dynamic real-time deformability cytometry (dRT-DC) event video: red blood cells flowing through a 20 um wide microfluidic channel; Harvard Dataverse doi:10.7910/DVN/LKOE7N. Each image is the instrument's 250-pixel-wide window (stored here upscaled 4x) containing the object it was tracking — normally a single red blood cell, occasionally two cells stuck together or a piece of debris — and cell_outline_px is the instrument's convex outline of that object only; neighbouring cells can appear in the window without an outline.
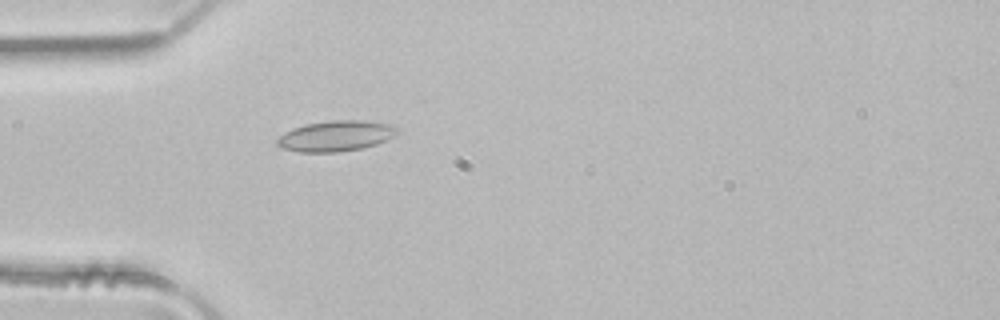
{"species": "common noctule bat (a hibernating species)", "species_latin": "Nyctalus noctula", "temperature_condition": "room temperature", "stored_images_in_passage": 4, "camera_frame_rate_fps": 3000, "um_per_image_px": 0.085, "animal": {"sex": "male", "body_mass_g": 21.5, "forearm_length_mm": 52.0}, "frame": {"image": 1, "passage_image": 4, "time_ms": 1.0, "image_size_px": [1000, 320], "cell_outline_px": [[400, 132], [376, 144], [360, 148], [336, 152], [300, 152], [284, 148], [276, 144], [276, 140], [284, 132], [292, 128], [304, 124], [328, 120], [364, 120], [396, 124], [400, 128]], "centroid_in_image_um": [28.57, 11.53], "position_along_channel_um": 56.4, "area_um2": 21.62}}